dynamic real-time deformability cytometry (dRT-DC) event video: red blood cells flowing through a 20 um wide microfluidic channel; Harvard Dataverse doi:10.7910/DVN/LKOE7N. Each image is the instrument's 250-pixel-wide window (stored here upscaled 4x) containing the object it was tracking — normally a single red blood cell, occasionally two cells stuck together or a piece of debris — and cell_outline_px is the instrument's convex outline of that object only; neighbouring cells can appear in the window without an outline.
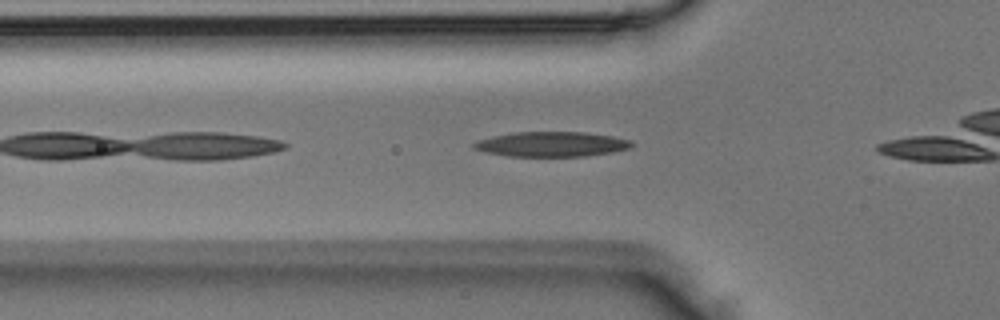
{"species": "Egyptian fruit bat (a non-hibernating species)", "species_latin": "Rousettus aegyptiacus", "temperature_condition": "room temperature", "stored_images_in_passage": 3, "camera_frame_rate_fps": 3000, "um_per_image_px": 0.085, "animal": {"sex": "male"}, "frame": {"image": 1, "passage_image": 3, "time_ms": 0.667, "image_size_px": [1000, 320], "cell_outline_px": [[632, 144], [628, 148], [612, 152], [584, 156], [508, 156], [484, 152], [472, 148], [472, 144], [476, 140], [492, 136], [516, 132], [584, 132], [612, 136], [632, 140]], "centroid_in_image_um": [46.83, 12.25], "position_along_channel_um": 79.0, "area_um2": 22.89}}